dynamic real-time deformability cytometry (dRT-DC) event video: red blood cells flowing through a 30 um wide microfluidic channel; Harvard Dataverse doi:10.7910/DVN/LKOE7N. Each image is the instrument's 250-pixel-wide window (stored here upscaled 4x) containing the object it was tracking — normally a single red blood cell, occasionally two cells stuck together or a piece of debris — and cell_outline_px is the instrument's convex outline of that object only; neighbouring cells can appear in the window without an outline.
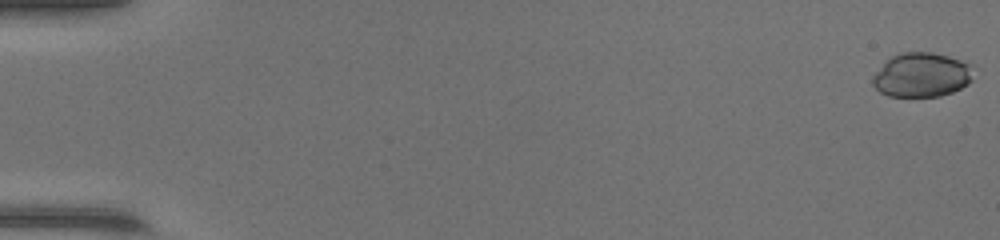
{"species": "common noctule bat (a hibernating species)", "species_latin": "Nyctalus noctula", "temperature_condition": "warm", "stored_images_in_passage": 49, "camera_frame_rate_fps": 3000, "um_per_image_px": 0.085, "animal": {"sex": "female", "body_mass_g": 17.0, "forearm_length_mm": 48.0}, "frame": {"image": 1, "passage_image": 1, "time_ms": 0.0, "image_size_px": [1000, 240], "cell_outline_px": [[972, 80], [968, 84], [952, 92], [940, 96], [888, 96], [880, 92], [872, 84], [872, 76], [892, 56], [900, 52], [932, 52], [948, 56], [972, 64]], "centroid_in_image_um": [78.35, 6.37], "position_along_channel_um": 6.6, "area_um2": 25.95}}
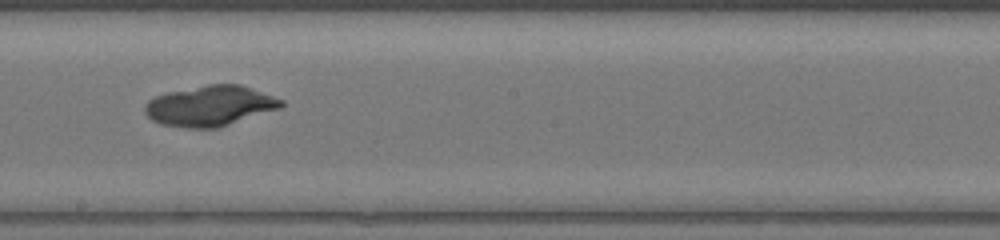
{"frame": {"image": 2, "passage_image": 29, "time_ms": 9.333, "image_size_px": [1000, 240], "cell_outline_px": [[284, 104], [280, 108], [216, 128], [188, 128], [160, 124], [152, 120], [144, 112], [144, 108], [148, 100], [156, 96], [168, 92], [208, 84], [240, 84], [252, 88], [284, 100]], "centroid_in_image_um": [17.84, 8.99], "position_along_channel_um": 230.4, "area_um2": 31.91}}
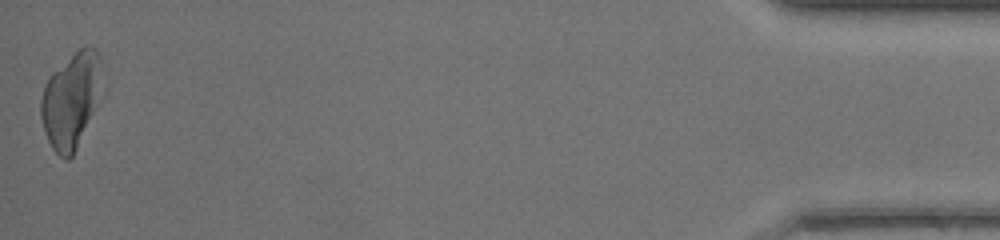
{"frame": {"image": 3, "passage_image": 49, "time_ms": 16.0, "image_size_px": [1000, 240], "cell_outline_px": [[100, 60], [96, 104], [76, 148], [72, 156], [68, 160], [64, 160], [52, 148], [44, 132], [40, 116], [40, 100], [48, 76], [52, 72], [84, 44], [88, 44], [96, 48], [100, 56]], "centroid_in_image_um": [5.97, 8.5], "position_along_channel_um": 429.2, "area_um2": 33.12}}